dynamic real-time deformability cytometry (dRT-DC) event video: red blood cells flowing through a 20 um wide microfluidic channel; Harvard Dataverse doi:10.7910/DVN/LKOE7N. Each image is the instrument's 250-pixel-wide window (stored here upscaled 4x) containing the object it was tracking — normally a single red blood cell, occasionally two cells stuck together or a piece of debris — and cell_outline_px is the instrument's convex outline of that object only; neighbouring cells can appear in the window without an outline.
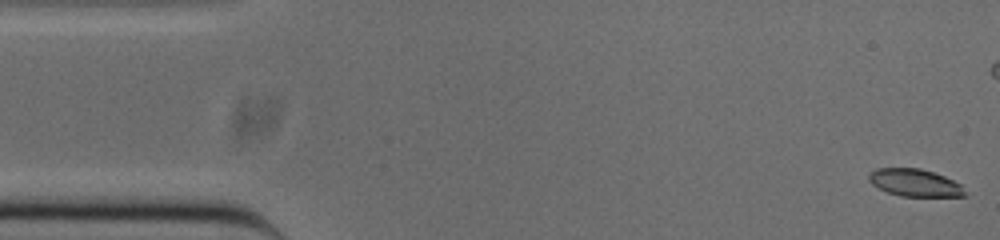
{"species": "common noctule bat (a hibernating species)", "species_latin": "Nyctalus noctula", "temperature_condition": "cold", "stored_images_in_passage": 53, "camera_frame_rate_fps": 3000, "um_per_image_px": 0.085, "animal": {"sex": "male", "body_mass_g": 20.0, "forearm_length_mm": 53.3}, "frame": {"image": 1, "passage_image": 1, "time_ms": 0.0, "image_size_px": [1000, 240], "cell_outline_px": [[968, 196], [900, 196], [888, 192], [872, 184], [868, 180], [868, 176], [876, 168], [920, 168], [944, 176], [960, 184]], "centroid_in_image_um": [77.76, 15.53], "position_along_channel_um": 7.2, "area_um2": 15.14}}
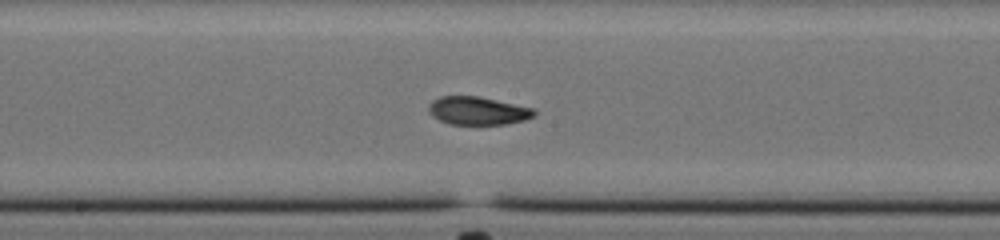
{"frame": {"image": 2, "passage_image": 26, "time_ms": 8.333, "image_size_px": [1000, 240], "cell_outline_px": [[536, 116], [524, 120], [504, 124], [448, 124], [432, 116], [428, 108], [428, 104], [432, 100], [440, 96], [480, 96], [536, 108]], "centroid_in_image_um": [40.64, 9.4], "position_along_channel_um": 207.6, "area_um2": 17.51}}
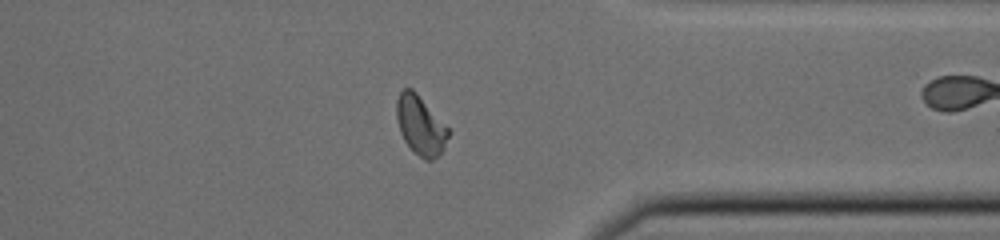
{"frame": {"image": 3, "passage_image": 40, "time_ms": 13.0, "image_size_px": [1000, 240], "cell_outline_px": [[452, 132], [444, 148], [432, 160], [424, 160], [404, 140], [400, 132], [396, 120], [396, 100], [400, 92], [404, 88], [412, 88], [416, 92]], "centroid_in_image_um": [35.74, 10.64], "position_along_channel_um": 375.7, "area_um2": 17.74}, "authors_computed_cell_mechanics": {"area_um2": 17.3978, "velocity_mm_per_s": 3.837, "shape_relaxation_time_tau1_ms": 5.1483, "shape_relaxation_time_tau2_ms": 1.7625, "deformation_change_tau1": 0.1535, "deformation_change_tau2": 0.0642}}